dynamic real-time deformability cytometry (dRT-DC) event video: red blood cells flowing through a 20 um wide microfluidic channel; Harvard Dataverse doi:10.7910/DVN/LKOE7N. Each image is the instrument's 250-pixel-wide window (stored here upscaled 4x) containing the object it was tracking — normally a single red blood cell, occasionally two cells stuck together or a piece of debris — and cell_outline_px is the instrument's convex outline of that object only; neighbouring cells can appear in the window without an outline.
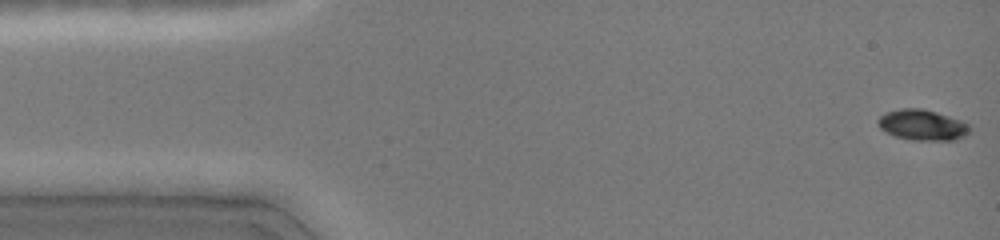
{"species": "common noctule bat (a hibernating species)", "species_latin": "Nyctalus noctula", "temperature_condition": "cold", "stored_images_in_passage": 56, "camera_frame_rate_fps": 3000, "um_per_image_px": 0.085, "animal": {"sex": "female", "body_mass_g": 19.0, "forearm_length_mm": 51.5}, "frame": {"image": 1, "passage_image": 1, "time_ms": 0.0, "image_size_px": [1000, 240], "cell_outline_px": [[972, 128], [964, 136], [952, 140], [912, 140], [896, 136], [880, 128], [876, 120], [880, 116], [888, 112], [900, 108], [924, 108], [960, 120], [968, 124]], "centroid_in_image_um": [78.4, 10.61], "position_along_channel_um": 6.6, "area_um2": 16.24}}
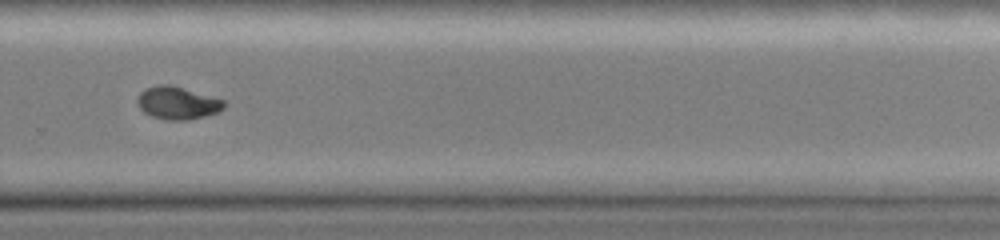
{"frame": {"image": 2, "passage_image": 40, "time_ms": 10.333, "image_size_px": [1000, 240], "cell_outline_px": [[224, 108], [216, 112], [204, 116], [188, 120], [168, 120], [152, 116], [144, 112], [136, 104], [136, 100], [140, 92], [144, 88], [156, 84], [168, 84], [224, 100]], "centroid_in_image_um": [15.02, 8.74], "position_along_channel_um": 314.8, "area_um2": 16.36}}
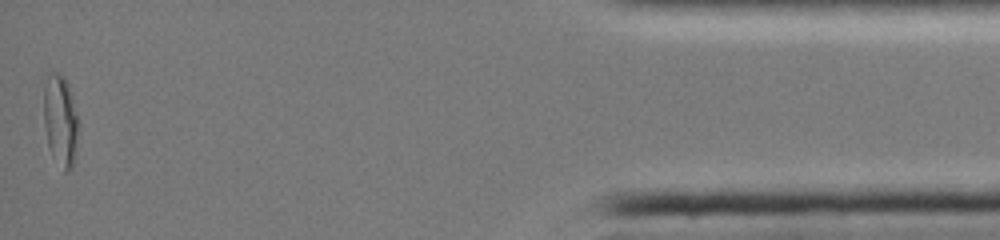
{"frame": {"image": 3, "passage_image": 56, "time_ms": 15.0, "image_size_px": [1000, 240], "cell_outline_px": [[80, 124], [76, 152], [72, 168], [68, 172], [64, 172], [52, 156], [48, 144], [44, 124], [44, 88], [48, 76], [52, 72], [60, 72], [64, 76], [68, 84]], "centroid_in_image_um": [5.16, 10.28], "position_along_channel_um": 430.0, "area_um2": 18.79}, "authors_computed_cell_mechanics": {"area_um2": 16.7331, "velocity_mm_per_s": 4.1226, "shape_relaxation_time_tau1_ms": 9.903, "shape_relaxation_time_tau2_ms": 4.2075, "deformation_change_tau1": 0.2596, "deformation_change_tau2": 0.0462}}